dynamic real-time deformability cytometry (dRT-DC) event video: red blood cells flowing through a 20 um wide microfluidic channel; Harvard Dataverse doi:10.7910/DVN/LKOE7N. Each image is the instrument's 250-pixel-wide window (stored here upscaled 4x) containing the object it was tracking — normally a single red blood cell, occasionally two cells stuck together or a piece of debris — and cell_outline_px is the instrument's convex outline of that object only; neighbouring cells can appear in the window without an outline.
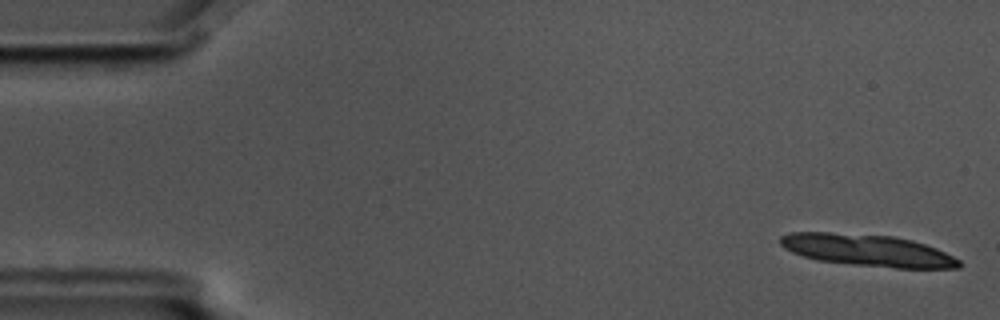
{"species": "common noctule bat (a hibernating species)", "species_latin": "Nyctalus noctula", "temperature_condition": "cold", "stored_images_in_passage": 13, "camera_frame_rate_fps": 3000, "um_per_image_px": 0.085, "animal": {"sex": "male", "body_mass_g": 17.5, "forearm_length_mm": 52.3}, "frame": {"image": 1, "passage_image": 1, "time_ms": 0.0, "image_size_px": [1000, 320], "cell_outline_px": [[960, 268], [896, 268], [852, 264], [820, 260], [804, 256], [792, 252], [784, 248], [780, 244], [780, 236], [788, 232], [828, 232], [892, 236], [912, 240], [936, 248], [960, 260]], "centroid_in_image_um": [73.72, 21.27], "position_along_channel_um": 11.3, "area_um2": 32.95}}